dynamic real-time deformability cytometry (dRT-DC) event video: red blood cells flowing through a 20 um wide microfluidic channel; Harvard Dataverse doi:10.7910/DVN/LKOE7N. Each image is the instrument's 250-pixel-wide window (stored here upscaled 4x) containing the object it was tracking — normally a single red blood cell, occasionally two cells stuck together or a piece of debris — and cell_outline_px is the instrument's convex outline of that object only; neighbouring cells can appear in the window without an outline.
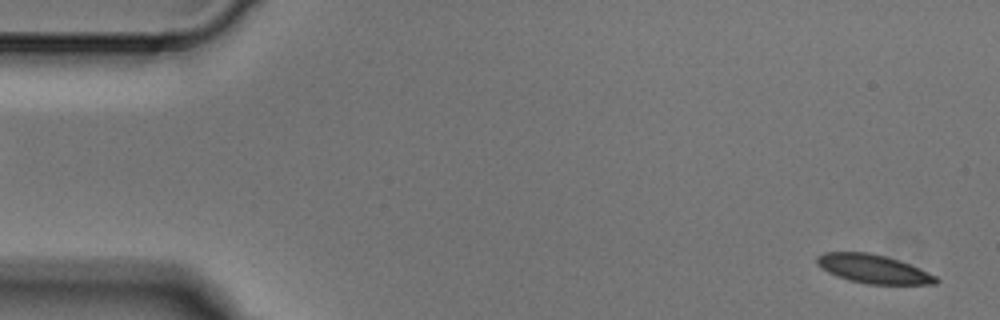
{"species": "Egyptian fruit bat (a non-hibernating species)", "species_latin": "Rousettus aegyptiacus", "temperature_condition": "cold", "stored_images_in_passage": 3, "segment_of_instrument_passage": [2, 2], "camera_frame_rate_fps": 3000, "um_per_image_px": 0.085, "animal": {"sex": "male"}, "frame": {"image": 1, "passage_image": 3, "time_ms": 0.667, "image_size_px": [1000, 320], "cell_outline_px": [[940, 280], [936, 284], [868, 284], [848, 280], [836, 276], [828, 272], [816, 264], [816, 256], [824, 252], [868, 252], [900, 260], [920, 268], [936, 276]], "centroid_in_image_um": [74.22, 22.86], "position_along_channel_um": 10.8, "area_um2": 20.0}}